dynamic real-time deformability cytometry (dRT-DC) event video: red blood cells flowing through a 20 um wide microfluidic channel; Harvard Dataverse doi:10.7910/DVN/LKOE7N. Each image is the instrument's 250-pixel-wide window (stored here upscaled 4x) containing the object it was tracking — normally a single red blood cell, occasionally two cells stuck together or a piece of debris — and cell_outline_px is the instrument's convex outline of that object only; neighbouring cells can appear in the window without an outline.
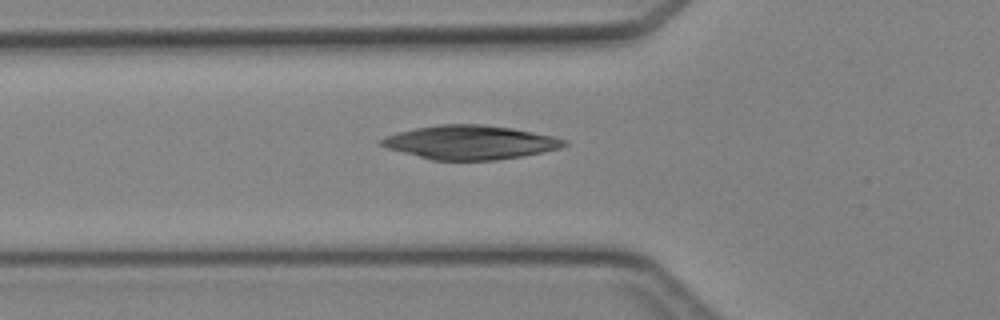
{"species": "Egyptian fruit bat (a non-hibernating species)", "species_latin": "Rousettus aegyptiacus", "temperature_condition": "cold", "stored_images_in_passage": 3, "camera_frame_rate_fps": 3000, "um_per_image_px": 0.085, "animal": {"sex": "female"}, "frame": {"image": 1, "passage_image": 3, "time_ms": 3.333, "image_size_px": [1000, 320], "cell_outline_px": [[568, 144], [560, 148], [524, 156], [496, 160], [432, 160], [388, 148], [380, 144], [376, 140], [384, 136], [396, 132], [416, 128], [440, 124], [484, 124], [512, 128], [552, 136], [568, 140]], "centroid_in_image_um": [39.95, 12.09], "position_along_channel_um": 85.8, "area_um2": 36.18}}